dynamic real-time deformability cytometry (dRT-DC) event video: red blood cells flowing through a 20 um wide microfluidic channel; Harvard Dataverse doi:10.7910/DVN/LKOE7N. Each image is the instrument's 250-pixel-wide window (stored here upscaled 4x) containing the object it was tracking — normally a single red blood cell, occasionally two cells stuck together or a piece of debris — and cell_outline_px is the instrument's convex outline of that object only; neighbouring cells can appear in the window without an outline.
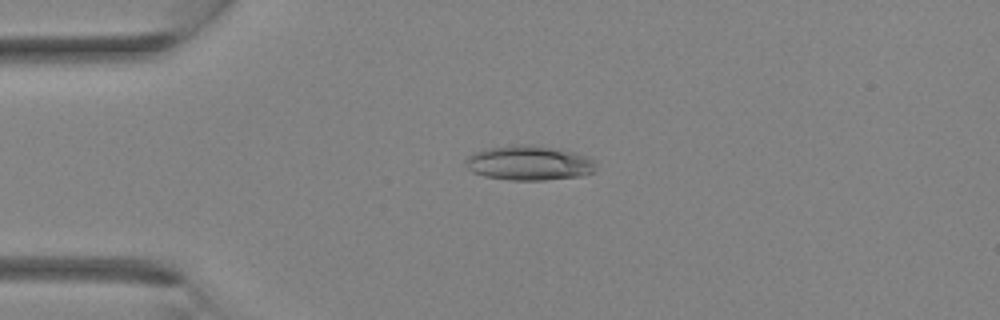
{"species": "Egyptian fruit bat (a non-hibernating species)", "species_latin": "Rousettus aegyptiacus", "temperature_condition": "room temperature", "stored_images_in_passage": 34, "camera_frame_rate_fps": 3000, "um_per_image_px": 0.085, "animal": {"sex": "female"}, "frame": {"image": 1, "passage_image": 8, "time_ms": 2.333, "image_size_px": [1000, 320], "cell_outline_px": [[596, 168], [592, 172], [580, 176], [544, 180], [508, 180], [484, 176], [472, 172], [464, 164], [464, 160], [472, 152], [484, 148], [512, 144], [536, 144], [576, 152], [588, 156], [596, 160]], "centroid_in_image_um": [44.95, 13.83], "position_along_channel_um": 40.1, "area_um2": 26.99}}
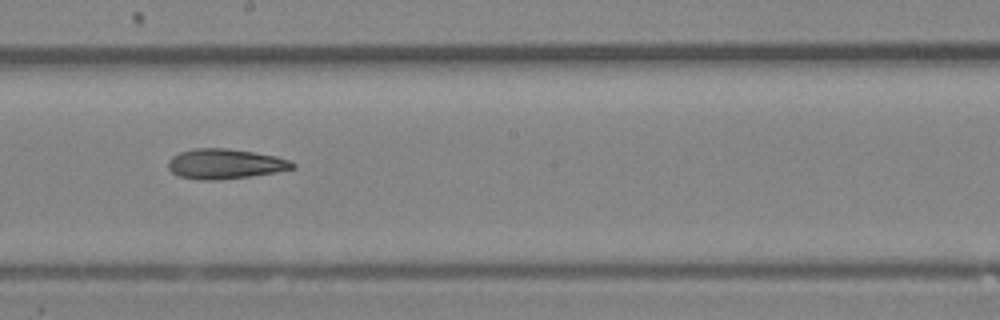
{"frame": {"image": 2, "passage_image": 19, "time_ms": 6.0, "image_size_px": [1000, 320], "cell_outline_px": [[296, 168], [276, 172], [248, 176], [216, 180], [200, 180], [180, 176], [172, 172], [168, 168], [168, 160], [172, 156], [180, 152], [192, 148], [224, 148], [252, 152], [276, 156], [288, 160], [296, 164]], "centroid_in_image_um": [19.11, 13.92], "position_along_channel_um": 229.1, "area_um2": 21.62}}
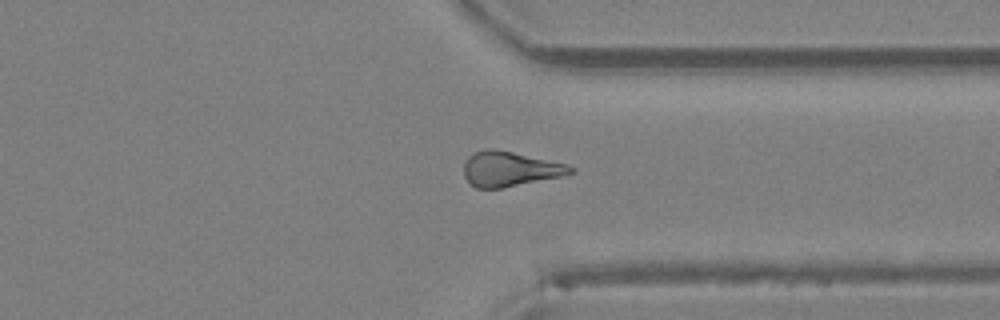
{"frame": {"image": 3, "passage_image": 26, "time_ms": 8.333, "image_size_px": [1000, 320], "cell_outline_px": [[576, 172], [560, 176], [500, 188], [476, 188], [464, 176], [464, 164], [468, 156], [472, 152], [488, 148], [492, 148], [512, 152], [568, 164], [576, 168]], "centroid_in_image_um": [43.33, 14.34], "position_along_channel_um": 368.1, "area_um2": 21.5}}